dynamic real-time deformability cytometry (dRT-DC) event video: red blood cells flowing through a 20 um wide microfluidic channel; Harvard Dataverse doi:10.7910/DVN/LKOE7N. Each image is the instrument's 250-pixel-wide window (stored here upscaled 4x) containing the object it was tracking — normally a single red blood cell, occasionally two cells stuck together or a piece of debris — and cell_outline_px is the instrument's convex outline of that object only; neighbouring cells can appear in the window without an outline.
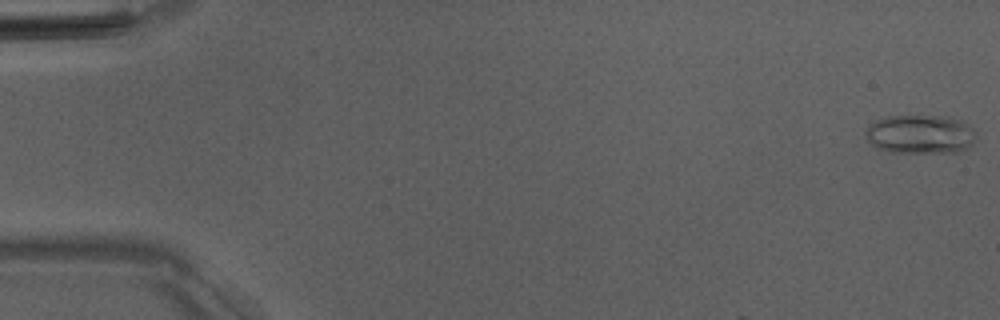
{"species": "Egyptian fruit bat (a non-hibernating species)", "species_latin": "Rousettus aegyptiacus", "temperature_condition": "room temperature", "stored_images_in_passage": 6, "camera_frame_rate_fps": 3000, "um_per_image_px": 0.085, "animal": {"sex": "male"}, "frame": {"image": 1, "passage_image": 1, "time_ms": 0.0, "image_size_px": [1000, 320], "cell_outline_px": [[976, 132], [972, 144], [960, 152], [888, 152], [876, 148], [868, 140], [864, 132], [876, 120], [888, 116], [948, 116], [960, 120], [968, 124]], "centroid_in_image_um": [78.23, 11.41], "position_along_channel_um": 6.8, "area_um2": 25.03}}